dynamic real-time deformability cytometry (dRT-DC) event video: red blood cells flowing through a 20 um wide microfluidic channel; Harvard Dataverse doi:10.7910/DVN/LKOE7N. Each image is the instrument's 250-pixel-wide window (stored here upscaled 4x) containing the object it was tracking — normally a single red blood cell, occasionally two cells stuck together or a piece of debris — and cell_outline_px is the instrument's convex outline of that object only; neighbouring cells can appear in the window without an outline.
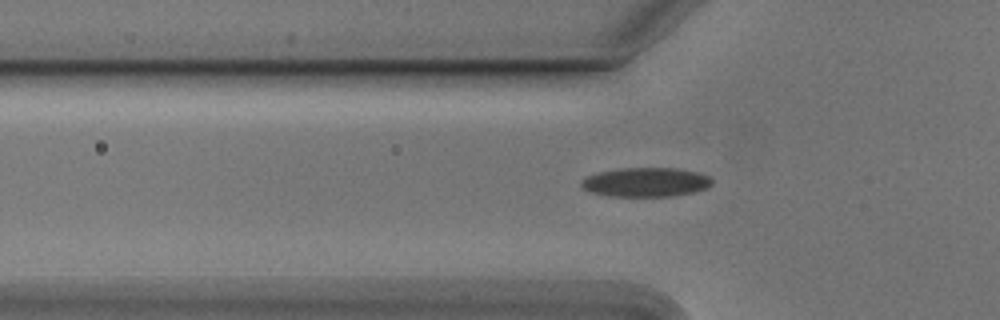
{"species": "Egyptian fruit bat (a non-hibernating species)", "species_latin": "Rousettus aegyptiacus", "temperature_condition": "cold", "stored_images_in_passage": 46, "camera_frame_rate_fps": 3000, "um_per_image_px": 0.085, "animal": {"sex": "male"}, "frame": {"image": 1, "passage_image": 16, "time_ms": 5.0, "image_size_px": [1000, 320], "cell_outline_px": [[712, 184], [708, 188], [696, 192], [676, 196], [608, 196], [588, 192], [580, 184], [580, 180], [588, 176], [600, 172], [624, 168], [676, 168], [696, 172], [708, 176], [712, 180]], "centroid_in_image_um": [54.91, 15.5], "position_along_channel_um": 70.9, "area_um2": 22.31}}
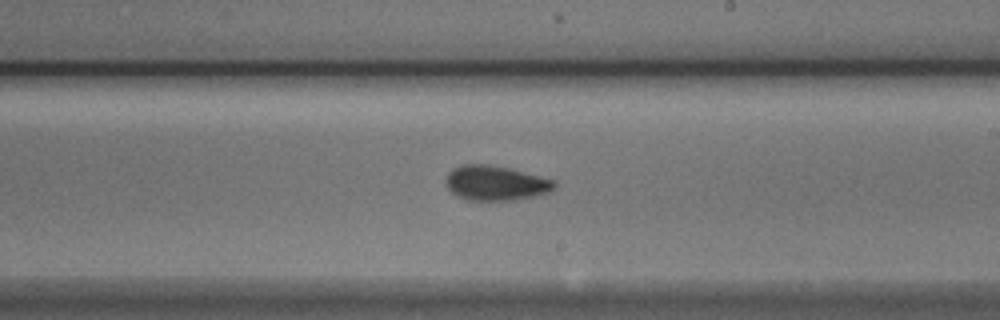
{"frame": {"image": 2, "passage_image": 30, "time_ms": 9.667, "image_size_px": [1000, 320], "cell_outline_px": [[556, 188], [548, 192], [532, 196], [512, 200], [464, 200], [456, 196], [444, 184], [444, 180], [448, 172], [452, 168], [460, 164], [492, 164], [556, 180]], "centroid_in_image_um": [42.07, 15.55], "position_along_channel_um": 246.9, "area_um2": 22.25}}
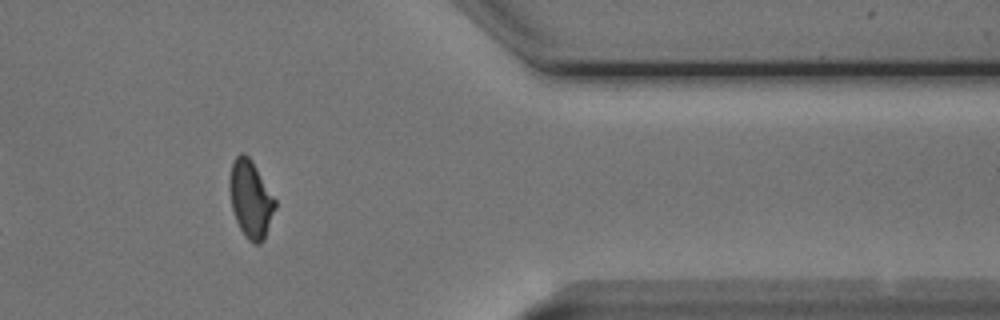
{"frame": {"image": 3, "passage_image": 43, "time_ms": 14.0, "image_size_px": [1000, 320], "cell_outline_px": [[276, 208], [264, 240], [260, 244], [252, 244], [244, 236], [236, 220], [232, 208], [228, 184], [232, 164], [236, 156], [240, 152], [244, 152], [248, 156], [256, 168], [276, 200]], "centroid_in_image_um": [21.3, 16.95], "position_along_channel_um": 390.1, "area_um2": 20.52}, "authors_computed_cell_mechanics": {"area_um2": 21.1837, "velocity_mm_per_s": 3.7626, "shape_relaxation_time_tau1_ms": 3.914, "shape_relaxation_time_tau2_ms": 2.2368, "deformation_change_tau1": 0.1167, "deformation_change_tau2": 0.0791}}